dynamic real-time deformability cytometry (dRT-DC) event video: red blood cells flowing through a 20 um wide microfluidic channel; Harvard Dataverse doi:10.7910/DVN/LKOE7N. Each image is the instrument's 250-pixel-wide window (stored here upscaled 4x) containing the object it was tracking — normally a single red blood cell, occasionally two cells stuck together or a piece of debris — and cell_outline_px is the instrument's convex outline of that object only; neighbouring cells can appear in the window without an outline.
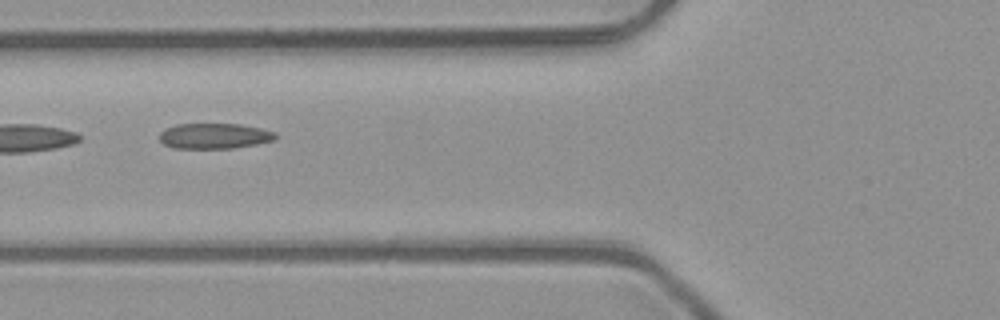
{"species": "common noctule bat (a hibernating species)", "species_latin": "Nyctalus noctula", "temperature_condition": "room temperature", "stored_images_in_passage": 5, "camera_frame_rate_fps": 3000, "um_per_image_px": 0.085, "animal": {"sex": "male", "body_mass_g": 23.1, "forearm_length_mm": 52.7}, "frame": {"image": 1, "passage_image": 5, "time_ms": 1.333, "image_size_px": [1000, 320], "cell_outline_px": [[276, 136], [272, 140], [256, 144], [232, 148], [172, 148], [164, 144], [160, 140], [160, 132], [164, 128], [176, 124], [240, 124], [260, 128], [276, 132]], "centroid_in_image_um": [18.18, 11.55], "position_along_channel_um": 107.6, "area_um2": 17.17}}